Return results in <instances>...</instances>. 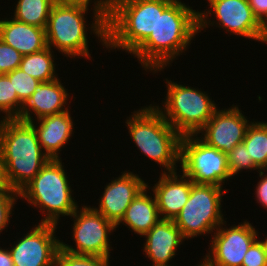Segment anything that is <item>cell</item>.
<instances>
[{
    "instance_id": "cell-11",
    "label": "cell",
    "mask_w": 267,
    "mask_h": 266,
    "mask_svg": "<svg viewBox=\"0 0 267 266\" xmlns=\"http://www.w3.org/2000/svg\"><path fill=\"white\" fill-rule=\"evenodd\" d=\"M209 10L198 11V32L215 26L237 35L261 42L263 24L254 15L248 0H207ZM214 14V15H213ZM214 16L216 19H209ZM216 16V17H215Z\"/></svg>"
},
{
    "instance_id": "cell-39",
    "label": "cell",
    "mask_w": 267,
    "mask_h": 266,
    "mask_svg": "<svg viewBox=\"0 0 267 266\" xmlns=\"http://www.w3.org/2000/svg\"><path fill=\"white\" fill-rule=\"evenodd\" d=\"M267 235V234H266ZM260 242L263 244L266 256H267V237H264L263 240H260Z\"/></svg>"
},
{
    "instance_id": "cell-3",
    "label": "cell",
    "mask_w": 267,
    "mask_h": 266,
    "mask_svg": "<svg viewBox=\"0 0 267 266\" xmlns=\"http://www.w3.org/2000/svg\"><path fill=\"white\" fill-rule=\"evenodd\" d=\"M88 10L84 6L56 2L45 29L47 46L69 58L84 57L85 60H92L87 38V31L91 30L100 39L98 42L107 48V21L102 16H93L89 29L85 18Z\"/></svg>"
},
{
    "instance_id": "cell-30",
    "label": "cell",
    "mask_w": 267,
    "mask_h": 266,
    "mask_svg": "<svg viewBox=\"0 0 267 266\" xmlns=\"http://www.w3.org/2000/svg\"><path fill=\"white\" fill-rule=\"evenodd\" d=\"M57 3L67 4V5H80L89 8L93 2L91 10H93L94 16H102L106 21H108L111 12V2L112 0H56Z\"/></svg>"
},
{
    "instance_id": "cell-26",
    "label": "cell",
    "mask_w": 267,
    "mask_h": 266,
    "mask_svg": "<svg viewBox=\"0 0 267 266\" xmlns=\"http://www.w3.org/2000/svg\"><path fill=\"white\" fill-rule=\"evenodd\" d=\"M227 155V165L230 172L231 178L242 172L243 170H257L261 171L253 162L251 157H249L247 147L242 142L237 144L231 151L226 153Z\"/></svg>"
},
{
    "instance_id": "cell-37",
    "label": "cell",
    "mask_w": 267,
    "mask_h": 266,
    "mask_svg": "<svg viewBox=\"0 0 267 266\" xmlns=\"http://www.w3.org/2000/svg\"><path fill=\"white\" fill-rule=\"evenodd\" d=\"M0 185H7L5 173H4V165H3V157L0 151Z\"/></svg>"
},
{
    "instance_id": "cell-14",
    "label": "cell",
    "mask_w": 267,
    "mask_h": 266,
    "mask_svg": "<svg viewBox=\"0 0 267 266\" xmlns=\"http://www.w3.org/2000/svg\"><path fill=\"white\" fill-rule=\"evenodd\" d=\"M238 106L233 104L230 108H217L197 136L209 146L224 153L242 143L252 121L243 115Z\"/></svg>"
},
{
    "instance_id": "cell-29",
    "label": "cell",
    "mask_w": 267,
    "mask_h": 266,
    "mask_svg": "<svg viewBox=\"0 0 267 266\" xmlns=\"http://www.w3.org/2000/svg\"><path fill=\"white\" fill-rule=\"evenodd\" d=\"M23 55L0 39V74L19 68Z\"/></svg>"
},
{
    "instance_id": "cell-23",
    "label": "cell",
    "mask_w": 267,
    "mask_h": 266,
    "mask_svg": "<svg viewBox=\"0 0 267 266\" xmlns=\"http://www.w3.org/2000/svg\"><path fill=\"white\" fill-rule=\"evenodd\" d=\"M55 3L56 0H18L12 17L46 29L50 11Z\"/></svg>"
},
{
    "instance_id": "cell-7",
    "label": "cell",
    "mask_w": 267,
    "mask_h": 266,
    "mask_svg": "<svg viewBox=\"0 0 267 266\" xmlns=\"http://www.w3.org/2000/svg\"><path fill=\"white\" fill-rule=\"evenodd\" d=\"M166 80L167 94L161 106L153 104L164 119L181 135L197 134L218 108L207 91Z\"/></svg>"
},
{
    "instance_id": "cell-33",
    "label": "cell",
    "mask_w": 267,
    "mask_h": 266,
    "mask_svg": "<svg viewBox=\"0 0 267 266\" xmlns=\"http://www.w3.org/2000/svg\"><path fill=\"white\" fill-rule=\"evenodd\" d=\"M258 173L260 180L255 187V200H257L256 203H260L259 205H262V207L265 209L267 208V171L263 170L259 171Z\"/></svg>"
},
{
    "instance_id": "cell-35",
    "label": "cell",
    "mask_w": 267,
    "mask_h": 266,
    "mask_svg": "<svg viewBox=\"0 0 267 266\" xmlns=\"http://www.w3.org/2000/svg\"><path fill=\"white\" fill-rule=\"evenodd\" d=\"M0 266H14L9 248L0 247Z\"/></svg>"
},
{
    "instance_id": "cell-34",
    "label": "cell",
    "mask_w": 267,
    "mask_h": 266,
    "mask_svg": "<svg viewBox=\"0 0 267 266\" xmlns=\"http://www.w3.org/2000/svg\"><path fill=\"white\" fill-rule=\"evenodd\" d=\"M254 15L264 24L267 21V0H248Z\"/></svg>"
},
{
    "instance_id": "cell-38",
    "label": "cell",
    "mask_w": 267,
    "mask_h": 266,
    "mask_svg": "<svg viewBox=\"0 0 267 266\" xmlns=\"http://www.w3.org/2000/svg\"><path fill=\"white\" fill-rule=\"evenodd\" d=\"M261 43L267 44V21L263 24V35L261 38Z\"/></svg>"
},
{
    "instance_id": "cell-32",
    "label": "cell",
    "mask_w": 267,
    "mask_h": 266,
    "mask_svg": "<svg viewBox=\"0 0 267 266\" xmlns=\"http://www.w3.org/2000/svg\"><path fill=\"white\" fill-rule=\"evenodd\" d=\"M55 266H89V255H77L59 248Z\"/></svg>"
},
{
    "instance_id": "cell-2",
    "label": "cell",
    "mask_w": 267,
    "mask_h": 266,
    "mask_svg": "<svg viewBox=\"0 0 267 266\" xmlns=\"http://www.w3.org/2000/svg\"><path fill=\"white\" fill-rule=\"evenodd\" d=\"M0 151L7 185L18 193L50 160L40 146L35 128L18 119H2Z\"/></svg>"
},
{
    "instance_id": "cell-16",
    "label": "cell",
    "mask_w": 267,
    "mask_h": 266,
    "mask_svg": "<svg viewBox=\"0 0 267 266\" xmlns=\"http://www.w3.org/2000/svg\"><path fill=\"white\" fill-rule=\"evenodd\" d=\"M170 172L159 175V180L151 187L156 199L161 219L174 220L182 210L194 183L183 172Z\"/></svg>"
},
{
    "instance_id": "cell-9",
    "label": "cell",
    "mask_w": 267,
    "mask_h": 266,
    "mask_svg": "<svg viewBox=\"0 0 267 266\" xmlns=\"http://www.w3.org/2000/svg\"><path fill=\"white\" fill-rule=\"evenodd\" d=\"M179 164L181 172L196 184L223 187L232 179L226 153L209 146L197 134L181 137Z\"/></svg>"
},
{
    "instance_id": "cell-21",
    "label": "cell",
    "mask_w": 267,
    "mask_h": 266,
    "mask_svg": "<svg viewBox=\"0 0 267 266\" xmlns=\"http://www.w3.org/2000/svg\"><path fill=\"white\" fill-rule=\"evenodd\" d=\"M147 186L134 198V200L127 207L125 214L121 221L116 225V228L121 225L128 226L140 237L144 236L160 219L156 199L147 194L150 190ZM125 223V224H124Z\"/></svg>"
},
{
    "instance_id": "cell-8",
    "label": "cell",
    "mask_w": 267,
    "mask_h": 266,
    "mask_svg": "<svg viewBox=\"0 0 267 266\" xmlns=\"http://www.w3.org/2000/svg\"><path fill=\"white\" fill-rule=\"evenodd\" d=\"M227 190L223 187L193 183L188 201L173 220L185 241L213 234L224 222L221 202Z\"/></svg>"
},
{
    "instance_id": "cell-28",
    "label": "cell",
    "mask_w": 267,
    "mask_h": 266,
    "mask_svg": "<svg viewBox=\"0 0 267 266\" xmlns=\"http://www.w3.org/2000/svg\"><path fill=\"white\" fill-rule=\"evenodd\" d=\"M19 193L8 185H0V234L10 225L12 211L18 201Z\"/></svg>"
},
{
    "instance_id": "cell-19",
    "label": "cell",
    "mask_w": 267,
    "mask_h": 266,
    "mask_svg": "<svg viewBox=\"0 0 267 266\" xmlns=\"http://www.w3.org/2000/svg\"><path fill=\"white\" fill-rule=\"evenodd\" d=\"M38 123H37V122ZM70 110L29 122L36 130L38 141L50 159H62L60 151L73 136L74 123Z\"/></svg>"
},
{
    "instance_id": "cell-18",
    "label": "cell",
    "mask_w": 267,
    "mask_h": 266,
    "mask_svg": "<svg viewBox=\"0 0 267 266\" xmlns=\"http://www.w3.org/2000/svg\"><path fill=\"white\" fill-rule=\"evenodd\" d=\"M144 237L143 252L152 261V266H171L170 261L185 240L174 221L167 219H160Z\"/></svg>"
},
{
    "instance_id": "cell-1",
    "label": "cell",
    "mask_w": 267,
    "mask_h": 266,
    "mask_svg": "<svg viewBox=\"0 0 267 266\" xmlns=\"http://www.w3.org/2000/svg\"><path fill=\"white\" fill-rule=\"evenodd\" d=\"M181 0H157L154 32L131 53L145 71L154 73L187 51L198 32V10Z\"/></svg>"
},
{
    "instance_id": "cell-10",
    "label": "cell",
    "mask_w": 267,
    "mask_h": 266,
    "mask_svg": "<svg viewBox=\"0 0 267 266\" xmlns=\"http://www.w3.org/2000/svg\"><path fill=\"white\" fill-rule=\"evenodd\" d=\"M70 217L74 220L71 233L76 247L61 240V248L77 255L110 257L113 248L109 236L117 230L116 226L91 205L78 207Z\"/></svg>"
},
{
    "instance_id": "cell-27",
    "label": "cell",
    "mask_w": 267,
    "mask_h": 266,
    "mask_svg": "<svg viewBox=\"0 0 267 266\" xmlns=\"http://www.w3.org/2000/svg\"><path fill=\"white\" fill-rule=\"evenodd\" d=\"M17 93L18 99L25 104L26 101L35 92L36 87L40 83L39 80L23 72L20 68H17L8 74H6Z\"/></svg>"
},
{
    "instance_id": "cell-17",
    "label": "cell",
    "mask_w": 267,
    "mask_h": 266,
    "mask_svg": "<svg viewBox=\"0 0 267 266\" xmlns=\"http://www.w3.org/2000/svg\"><path fill=\"white\" fill-rule=\"evenodd\" d=\"M60 78L49 82H40L35 92L23 105L20 116L23 122H32L46 116H51L69 110L67 108L69 96ZM66 104V105H65ZM32 115L36 117L33 118Z\"/></svg>"
},
{
    "instance_id": "cell-24",
    "label": "cell",
    "mask_w": 267,
    "mask_h": 266,
    "mask_svg": "<svg viewBox=\"0 0 267 266\" xmlns=\"http://www.w3.org/2000/svg\"><path fill=\"white\" fill-rule=\"evenodd\" d=\"M243 143L249 157L261 170L267 169V122L252 121L248 126Z\"/></svg>"
},
{
    "instance_id": "cell-40",
    "label": "cell",
    "mask_w": 267,
    "mask_h": 266,
    "mask_svg": "<svg viewBox=\"0 0 267 266\" xmlns=\"http://www.w3.org/2000/svg\"><path fill=\"white\" fill-rule=\"evenodd\" d=\"M196 266H207L202 260H200V263L197 264Z\"/></svg>"
},
{
    "instance_id": "cell-5",
    "label": "cell",
    "mask_w": 267,
    "mask_h": 266,
    "mask_svg": "<svg viewBox=\"0 0 267 266\" xmlns=\"http://www.w3.org/2000/svg\"><path fill=\"white\" fill-rule=\"evenodd\" d=\"M66 172L61 159H50L19 192L22 201L45 215L39 223L59 225L60 217H70L79 207Z\"/></svg>"
},
{
    "instance_id": "cell-15",
    "label": "cell",
    "mask_w": 267,
    "mask_h": 266,
    "mask_svg": "<svg viewBox=\"0 0 267 266\" xmlns=\"http://www.w3.org/2000/svg\"><path fill=\"white\" fill-rule=\"evenodd\" d=\"M121 173L122 175L106 183L98 208L92 206L115 226L123 218L130 203L147 186V182L137 173L130 170Z\"/></svg>"
},
{
    "instance_id": "cell-6",
    "label": "cell",
    "mask_w": 267,
    "mask_h": 266,
    "mask_svg": "<svg viewBox=\"0 0 267 266\" xmlns=\"http://www.w3.org/2000/svg\"><path fill=\"white\" fill-rule=\"evenodd\" d=\"M157 24V0H112L107 49L132 53Z\"/></svg>"
},
{
    "instance_id": "cell-22",
    "label": "cell",
    "mask_w": 267,
    "mask_h": 266,
    "mask_svg": "<svg viewBox=\"0 0 267 266\" xmlns=\"http://www.w3.org/2000/svg\"><path fill=\"white\" fill-rule=\"evenodd\" d=\"M54 51L47 47L42 51L23 55L19 68L40 82H49L58 78Z\"/></svg>"
},
{
    "instance_id": "cell-25",
    "label": "cell",
    "mask_w": 267,
    "mask_h": 266,
    "mask_svg": "<svg viewBox=\"0 0 267 266\" xmlns=\"http://www.w3.org/2000/svg\"><path fill=\"white\" fill-rule=\"evenodd\" d=\"M17 93L6 74H0V112L2 119H17L23 108Z\"/></svg>"
},
{
    "instance_id": "cell-36",
    "label": "cell",
    "mask_w": 267,
    "mask_h": 266,
    "mask_svg": "<svg viewBox=\"0 0 267 266\" xmlns=\"http://www.w3.org/2000/svg\"><path fill=\"white\" fill-rule=\"evenodd\" d=\"M110 258L89 255V266H110Z\"/></svg>"
},
{
    "instance_id": "cell-20",
    "label": "cell",
    "mask_w": 267,
    "mask_h": 266,
    "mask_svg": "<svg viewBox=\"0 0 267 266\" xmlns=\"http://www.w3.org/2000/svg\"><path fill=\"white\" fill-rule=\"evenodd\" d=\"M0 39L22 55L47 48L46 30L11 18L0 20Z\"/></svg>"
},
{
    "instance_id": "cell-31",
    "label": "cell",
    "mask_w": 267,
    "mask_h": 266,
    "mask_svg": "<svg viewBox=\"0 0 267 266\" xmlns=\"http://www.w3.org/2000/svg\"><path fill=\"white\" fill-rule=\"evenodd\" d=\"M242 266H267V256L259 238L245 254Z\"/></svg>"
},
{
    "instance_id": "cell-4",
    "label": "cell",
    "mask_w": 267,
    "mask_h": 266,
    "mask_svg": "<svg viewBox=\"0 0 267 266\" xmlns=\"http://www.w3.org/2000/svg\"><path fill=\"white\" fill-rule=\"evenodd\" d=\"M148 106V107H147ZM132 112L126 119L130 139L146 157L164 167L163 173L176 172L180 163L181 135L150 104Z\"/></svg>"
},
{
    "instance_id": "cell-12",
    "label": "cell",
    "mask_w": 267,
    "mask_h": 266,
    "mask_svg": "<svg viewBox=\"0 0 267 266\" xmlns=\"http://www.w3.org/2000/svg\"><path fill=\"white\" fill-rule=\"evenodd\" d=\"M226 227L224 221L211 235L209 251L203 256L207 266H242L245 254L259 237L258 230L246 219Z\"/></svg>"
},
{
    "instance_id": "cell-13",
    "label": "cell",
    "mask_w": 267,
    "mask_h": 266,
    "mask_svg": "<svg viewBox=\"0 0 267 266\" xmlns=\"http://www.w3.org/2000/svg\"><path fill=\"white\" fill-rule=\"evenodd\" d=\"M37 224L10 247L14 266H55L61 247V240L55 236L58 225Z\"/></svg>"
}]
</instances>
